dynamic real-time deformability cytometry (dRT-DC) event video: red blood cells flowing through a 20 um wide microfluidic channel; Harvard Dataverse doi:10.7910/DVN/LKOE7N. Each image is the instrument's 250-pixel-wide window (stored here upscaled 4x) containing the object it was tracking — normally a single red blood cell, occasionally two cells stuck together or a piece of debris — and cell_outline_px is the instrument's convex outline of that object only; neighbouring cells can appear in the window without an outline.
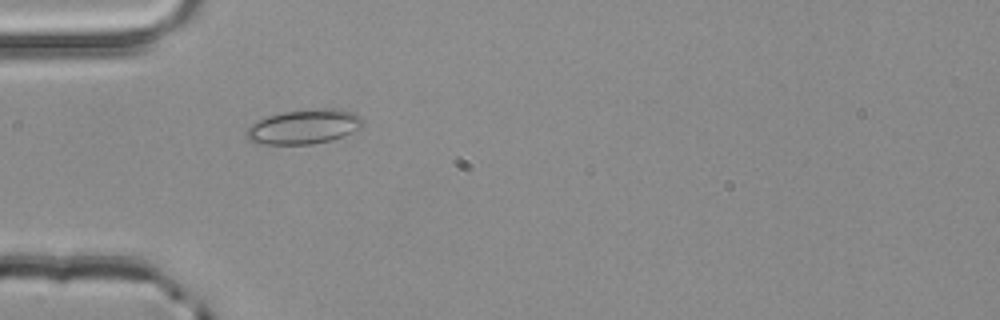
{"species": "common noctule bat (a hibernating species)", "species_latin": "Nyctalus noctula", "temperature_condition": "room temperature", "stored_images_in_passage": 1, "camera_frame_rate_fps": 3000, "um_per_image_px": 0.085, "animal": {"sex": "male", "body_mass_g": 20.4}, "frame": {"image": 1, "passage_image": 1, "time_ms": 0.0, "image_size_px": [1000, 320], "cell_outline_px": [[364, 124], [360, 128], [344, 136], [332, 140], [312, 144], [256, 144], [248, 140], [244, 132], [256, 120], [268, 116], [284, 112], [312, 108], [340, 108], [352, 112], [360, 116], [364, 120]], "centroid_in_image_um": [25.84, 10.76], "position_along_channel_um": 59.2, "area_um2": 23.81}}